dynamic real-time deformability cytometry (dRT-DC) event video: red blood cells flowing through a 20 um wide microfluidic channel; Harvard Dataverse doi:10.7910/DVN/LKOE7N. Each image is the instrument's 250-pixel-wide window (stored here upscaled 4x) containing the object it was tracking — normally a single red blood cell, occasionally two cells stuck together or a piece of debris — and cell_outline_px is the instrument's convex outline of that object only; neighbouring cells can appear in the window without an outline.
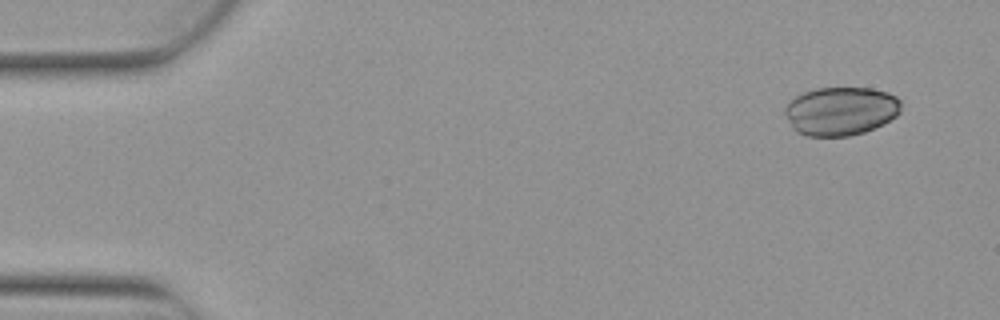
{"species": "Egyptian fruit bat (a non-hibernating species)", "species_latin": "Rousettus aegyptiacus", "temperature_condition": "warm", "stored_images_in_passage": 6, "camera_frame_rate_fps": 3000, "um_per_image_px": 0.085, "animal": {"sex": "female"}, "frame": {"image": 1, "passage_image": 2, "time_ms": 0.333, "image_size_px": [1000, 320], "cell_outline_px": [[900, 112], [896, 116], [864, 132], [848, 136], [804, 136], [796, 132], [792, 128], [784, 112], [784, 108], [796, 96], [804, 92], [816, 88], [872, 88], [888, 92], [896, 96], [900, 100]], "centroid_in_image_um": [71.44, 9.44], "position_along_channel_um": 13.6, "area_um2": 32.77}}
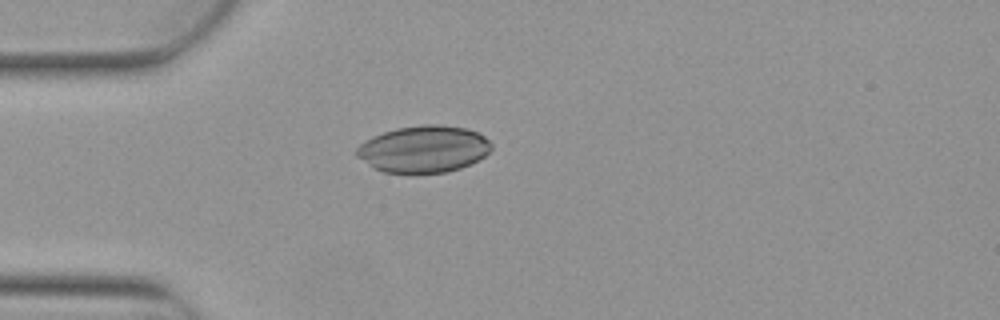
{"frame": {"image": 2, "passage_image": 5, "time_ms": 1.333, "image_size_px": [1000, 320], "cell_outline_px": [[492, 148], [484, 156], [460, 168], [448, 172], [384, 172], [376, 168], [356, 156], [356, 148], [364, 140], [372, 136], [396, 128], [424, 124], [440, 124], [464, 128], [476, 132], [484, 136], [492, 144]], "centroid_in_image_um": [36.0, 12.65], "position_along_channel_um": 49.0, "area_um2": 36.41}}